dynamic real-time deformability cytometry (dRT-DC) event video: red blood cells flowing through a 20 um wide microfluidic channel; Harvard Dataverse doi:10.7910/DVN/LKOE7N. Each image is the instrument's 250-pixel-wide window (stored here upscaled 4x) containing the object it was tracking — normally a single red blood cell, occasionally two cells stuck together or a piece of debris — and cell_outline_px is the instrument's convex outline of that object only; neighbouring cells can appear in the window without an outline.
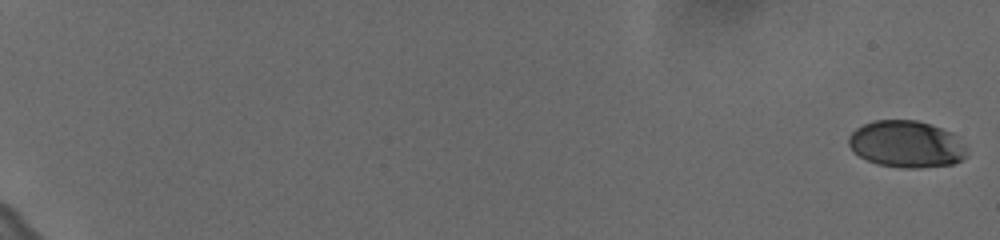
{"species": "human", "species_latin": "Homo sapiens", "temperature_condition": "cold", "stored_images_in_passage": 61, "camera_frame_rate_fps": 3000, "um_per_image_px": 0.085, "donor": {"sex": "female"}, "frame": {"image": 1, "passage_image": 1, "time_ms": 0.0, "image_size_px": [1000, 240], "cell_outline_px": [[968, 156], [952, 164], [920, 168], [900, 168], [876, 164], [852, 152], [848, 144], [848, 136], [856, 128], [872, 120], [916, 120], [952, 132], [968, 148]], "centroid_in_image_um": [77.04, 12.26], "position_along_channel_um": 8.0, "area_um2": 32.54}}
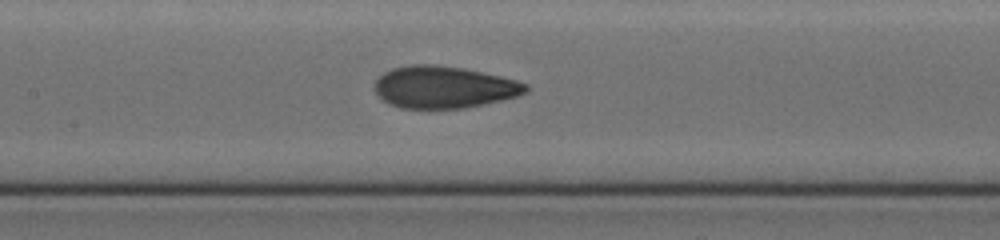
{"frame": {"image": 2, "passage_image": 34, "time_ms": 11.0, "image_size_px": [1000, 240], "cell_outline_px": [[528, 92], [504, 100], [464, 108], [400, 108], [388, 104], [376, 92], [376, 80], [384, 72], [392, 68], [408, 64], [432, 64], [464, 68], [516, 80], [528, 84]], "centroid_in_image_um": [37.74, 7.4], "position_along_channel_um": 169.7, "area_um2": 36.99}}
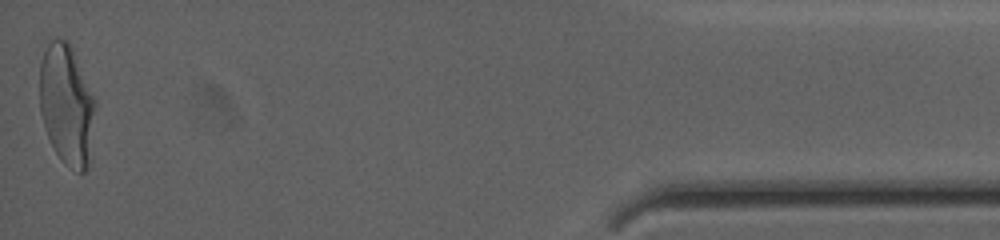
{"frame": {"image": 3, "passage_image": 61, "time_ms": 20.0, "image_size_px": [1000, 240], "cell_outline_px": [[96, 104], [92, 160], [88, 168], [84, 172], [80, 172], [64, 164], [56, 152], [48, 136], [40, 112], [40, 64], [44, 52], [48, 44], [52, 40], [68, 40], [72, 48], [96, 100]], "centroid_in_image_um": [5.72, 8.97], "position_along_channel_um": 429.5, "area_um2": 39.48}, "authors_computed_cell_mechanics": {"area_um2": 35.9516, "velocity_mm_per_s": 3.6257, "shape_relaxation_time_tau1_ms": 4.8745, "shape_relaxation_time_tau2_ms": 0.7904, "deformation_change_tau1": 0.1747, "deformation_change_tau2": 0.0624}}